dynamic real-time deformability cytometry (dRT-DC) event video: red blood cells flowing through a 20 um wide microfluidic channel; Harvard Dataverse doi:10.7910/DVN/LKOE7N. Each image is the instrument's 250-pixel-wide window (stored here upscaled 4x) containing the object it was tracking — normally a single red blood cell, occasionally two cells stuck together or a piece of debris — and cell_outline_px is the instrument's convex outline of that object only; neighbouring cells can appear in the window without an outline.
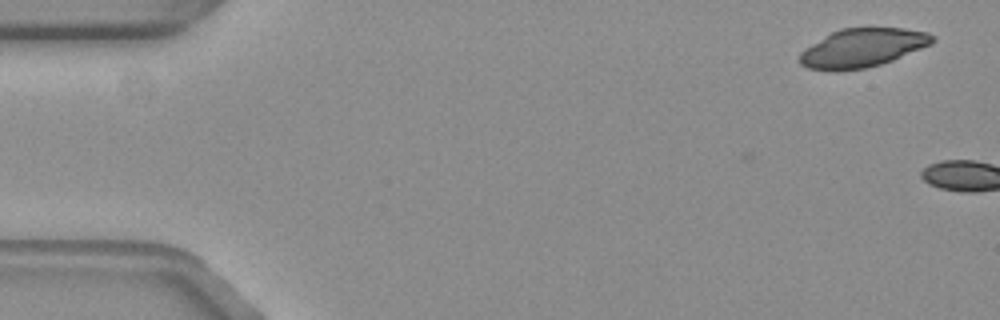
{"species": "common noctule bat (a hibernating species)", "species_latin": "Nyctalus noctula", "temperature_condition": "warm", "stored_images_in_passage": 3, "camera_frame_rate_fps": 3000, "um_per_image_px": 0.085, "animal": {"sex": "female", "body_mass_g": 19.3, "forearm_length_mm": 54.1}, "frame": {"image": 1, "passage_image": 1, "time_ms": 0.0, "image_size_px": [1000, 320], "cell_outline_px": [[936, 40], [932, 44], [892, 60], [880, 64], [864, 68], [808, 68], [800, 64], [800, 52], [804, 48], [832, 32], [840, 28], [904, 28], [928, 32], [936, 36]], "centroid_in_image_um": [73.38, 4.02], "position_along_channel_um": 11.6, "area_um2": 29.19}}